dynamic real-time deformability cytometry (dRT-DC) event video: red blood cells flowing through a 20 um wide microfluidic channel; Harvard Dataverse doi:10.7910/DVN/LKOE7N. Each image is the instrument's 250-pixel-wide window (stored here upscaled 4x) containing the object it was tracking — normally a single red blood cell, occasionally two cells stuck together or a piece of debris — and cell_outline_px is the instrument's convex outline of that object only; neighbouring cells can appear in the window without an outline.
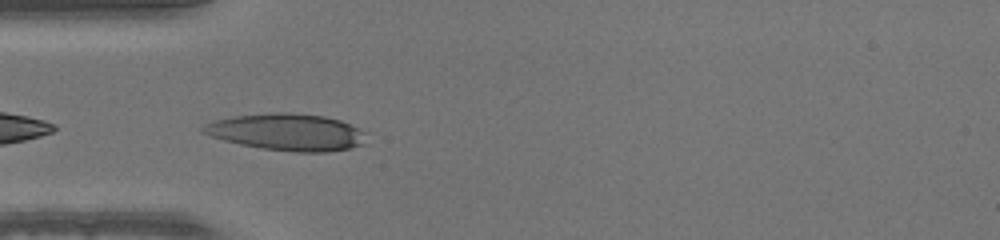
{"species": "human", "species_latin": "Homo sapiens", "temperature_condition": "warm", "stored_images_in_passage": 34, "camera_frame_rate_fps": 3000, "um_per_image_px": 0.085, "donor": {"sex": "male"}, "frame": {"image": 1, "passage_image": 1, "time_ms": 0.0, "image_size_px": [1000, 240], "cell_outline_px": [[364, 144], [352, 148], [328, 152], [296, 152], [264, 148], [240, 144], [224, 140], [200, 132], [200, 128], [204, 124], [216, 120], [232, 116], [272, 112], [284, 112], [324, 116], [340, 120], [364, 132]], "centroid_in_image_um": [24.36, 11.23], "position_along_channel_um": 60.6, "area_um2": 34.85}}
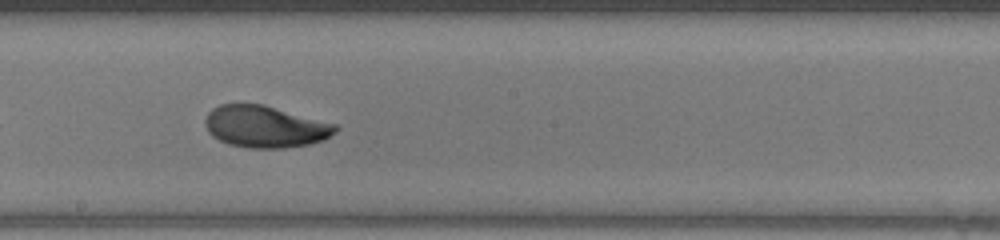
{"frame": {"image": 2, "passage_image": 13, "time_ms": 4.0, "image_size_px": [1000, 240], "cell_outline_px": [[340, 128], [336, 132], [324, 140], [308, 144], [284, 148], [248, 148], [228, 144], [212, 136], [208, 132], [204, 124], [204, 120], [208, 112], [212, 108], [220, 104], [264, 104], [336, 124]], "centroid_in_image_um": [22.53, 10.76], "position_along_channel_um": 225.7, "area_um2": 31.96}}
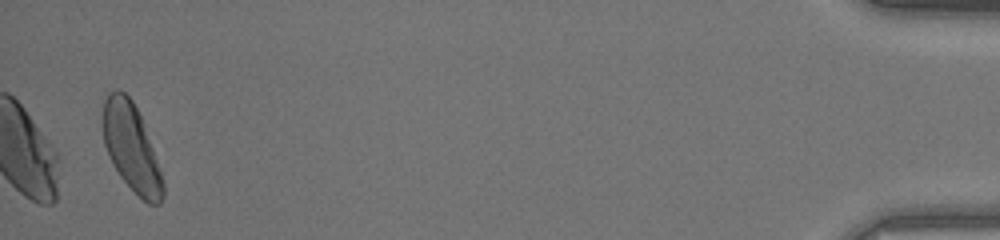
{"frame": {"image": 3, "passage_image": 34, "time_ms": 11.0, "image_size_px": [1000, 240], "cell_outline_px": [[164, 196], [160, 204], [148, 204], [120, 176], [112, 164], [108, 156], [104, 144], [100, 120], [104, 100], [108, 92], [116, 88], [124, 92], [132, 100], [140, 116], [152, 148], [164, 184]], "centroid_in_image_um": [11.1, 12.49], "position_along_channel_um": 424.1, "area_um2": 30.52}}